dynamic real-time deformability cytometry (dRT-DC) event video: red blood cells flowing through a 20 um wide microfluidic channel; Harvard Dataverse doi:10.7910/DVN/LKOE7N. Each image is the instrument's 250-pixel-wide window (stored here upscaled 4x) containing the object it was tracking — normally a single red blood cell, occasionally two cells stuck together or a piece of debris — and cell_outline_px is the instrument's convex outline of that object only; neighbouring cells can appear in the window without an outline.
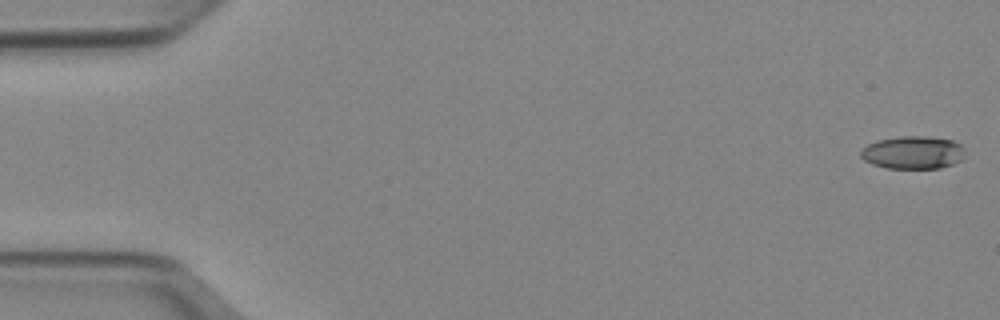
{"species": "Egyptian fruit bat (a non-hibernating species)", "species_latin": "Rousettus aegyptiacus", "temperature_condition": "cold", "stored_images_in_passage": 32, "camera_frame_rate_fps": 3000, "um_per_image_px": 0.085, "animal": {"sex": "female"}, "frame": {"image": 1, "passage_image": 1, "time_ms": 0.0, "image_size_px": [1000, 320], "cell_outline_px": [[964, 156], [960, 160], [952, 164], [940, 168], [888, 168], [872, 164], [864, 160], [860, 156], [860, 152], [868, 144], [876, 140], [900, 136], [924, 136], [952, 140], [960, 144], [964, 148]], "centroid_in_image_um": [77.59, 12.96], "position_along_channel_um": 7.4, "area_um2": 19.94}}
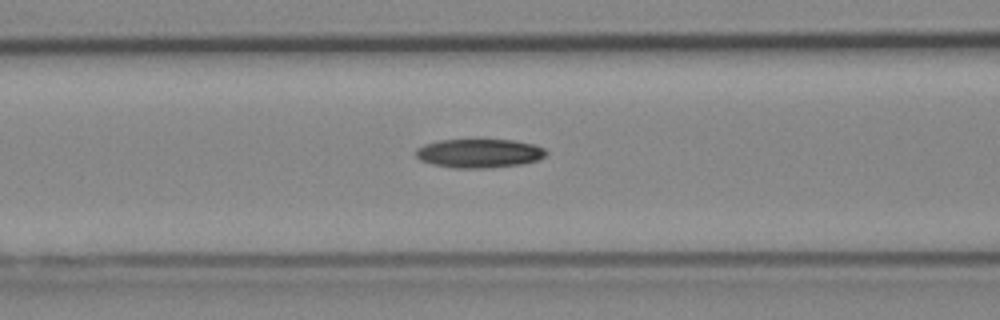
{"frame": {"image": 2, "passage_image": 21, "time_ms": 6.667, "image_size_px": [1000, 320], "cell_outline_px": [[548, 152], [540, 160], [520, 164], [488, 168], [452, 168], [432, 164], [420, 160], [416, 156], [416, 148], [424, 144], [440, 140], [516, 140], [536, 144], [544, 148]], "centroid_in_image_um": [40.75, 13.03], "position_along_channel_um": 125.8, "area_um2": 22.08}}
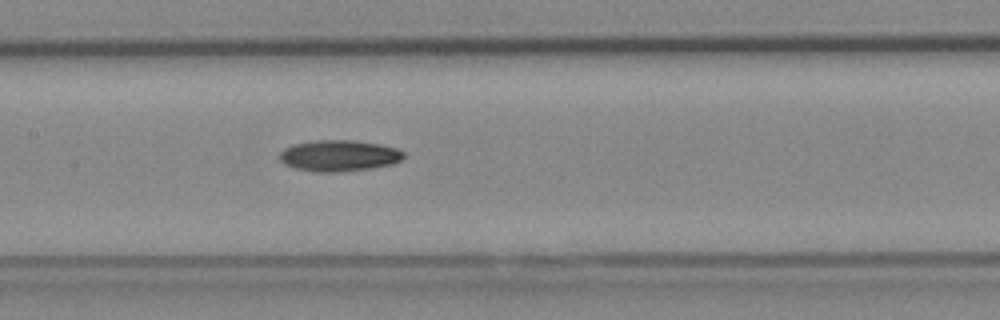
{"frame": {"image": 3, "passage_image": 25, "time_ms": 8.0, "image_size_px": [1000, 320], "cell_outline_px": [[404, 156], [400, 160], [392, 164], [372, 168], [340, 172], [312, 172], [296, 168], [284, 164], [280, 160], [280, 152], [284, 148], [292, 144], [316, 140], [352, 140], [380, 144], [396, 148], [404, 152]], "centroid_in_image_um": [28.8, 13.23], "position_along_channel_um": 178.6, "area_um2": 22.66}}